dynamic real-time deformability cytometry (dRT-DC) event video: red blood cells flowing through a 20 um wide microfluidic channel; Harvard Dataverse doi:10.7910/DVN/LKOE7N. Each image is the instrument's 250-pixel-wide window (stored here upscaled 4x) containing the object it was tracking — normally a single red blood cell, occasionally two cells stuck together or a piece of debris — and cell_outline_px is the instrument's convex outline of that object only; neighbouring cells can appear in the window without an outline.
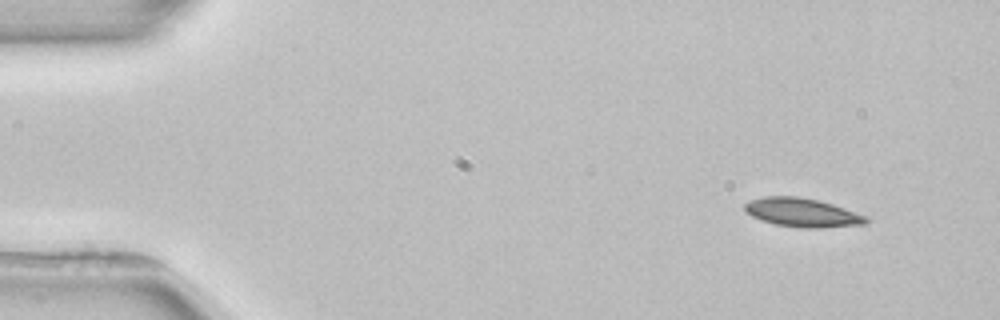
{"species": "common noctule bat (a hibernating species)", "species_latin": "Nyctalus noctula", "temperature_condition": "room temperature", "stored_images_in_passage": 4, "segment_of_instrument_passage": [1, 2], "camera_frame_rate_fps": 3000, "um_per_image_px": 0.085, "animal": {"sex": "female", "body_mass_g": 22.7, "forearm_length_mm": 54.2}, "frame": {"image": 1, "passage_image": 1, "time_ms": 0.0, "image_size_px": [1000, 320], "cell_outline_px": [[868, 220], [864, 224], [820, 228], [800, 228], [776, 224], [760, 220], [752, 216], [744, 208], [744, 204], [748, 200], [764, 196], [796, 196], [816, 200], [832, 204], [868, 216]], "centroid_in_image_um": [68.17, 18.07], "position_along_channel_um": 16.8, "area_um2": 20.29}}